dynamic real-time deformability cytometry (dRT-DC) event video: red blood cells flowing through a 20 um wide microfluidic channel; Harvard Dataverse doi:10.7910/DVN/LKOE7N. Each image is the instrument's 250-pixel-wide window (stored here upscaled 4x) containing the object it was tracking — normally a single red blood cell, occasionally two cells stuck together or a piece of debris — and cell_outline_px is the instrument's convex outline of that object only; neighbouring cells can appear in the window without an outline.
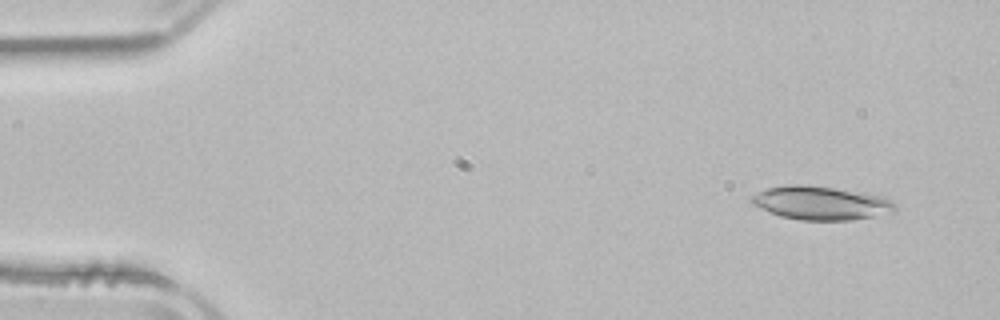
{"species": "common noctule bat (a hibernating species)", "species_latin": "Nyctalus noctula", "temperature_condition": "room temperature", "stored_images_in_passage": 4, "camera_frame_rate_fps": 3000, "um_per_image_px": 0.085, "animal": {"sex": "male", "body_mass_g": 21.5, "forearm_length_mm": 52.0}, "frame": {"image": 1, "passage_image": 1, "time_ms": 0.0, "image_size_px": [1000, 320], "cell_outline_px": [[896, 212], [852, 220], [800, 220], [780, 216], [752, 204], [748, 200], [752, 196], [768, 188], [792, 184], [808, 184], [864, 192], [880, 196], [892, 200], [896, 204]], "centroid_in_image_um": [69.82, 17.25], "position_along_channel_um": 15.2, "area_um2": 28.21}}